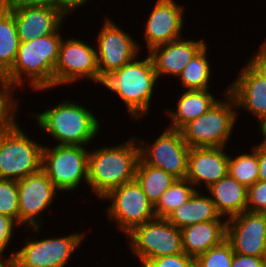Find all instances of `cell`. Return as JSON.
Wrapping results in <instances>:
<instances>
[{"label":"cell","mask_w":266,"mask_h":267,"mask_svg":"<svg viewBox=\"0 0 266 267\" xmlns=\"http://www.w3.org/2000/svg\"><path fill=\"white\" fill-rule=\"evenodd\" d=\"M60 30L62 33L63 28L50 35L20 42L14 64L1 79L15 90L17 88L21 90L24 85H28L35 93L52 90L53 71L58 61L61 41L64 38Z\"/></svg>","instance_id":"6da1fadb"},{"label":"cell","mask_w":266,"mask_h":267,"mask_svg":"<svg viewBox=\"0 0 266 267\" xmlns=\"http://www.w3.org/2000/svg\"><path fill=\"white\" fill-rule=\"evenodd\" d=\"M128 139L121 144L89 149L87 185L98 200L135 179L140 149L136 136Z\"/></svg>","instance_id":"7a4b0ae2"},{"label":"cell","mask_w":266,"mask_h":267,"mask_svg":"<svg viewBox=\"0 0 266 267\" xmlns=\"http://www.w3.org/2000/svg\"><path fill=\"white\" fill-rule=\"evenodd\" d=\"M64 98L41 113H29L40 128L57 145L87 146L101 130L100 121L91 110L81 103ZM34 116V117H33Z\"/></svg>","instance_id":"3957f363"},{"label":"cell","mask_w":266,"mask_h":267,"mask_svg":"<svg viewBox=\"0 0 266 267\" xmlns=\"http://www.w3.org/2000/svg\"><path fill=\"white\" fill-rule=\"evenodd\" d=\"M138 55L103 80V87L112 91L124 102L130 119L146 117L156 91L158 77L151 57ZM155 89V90H154Z\"/></svg>","instance_id":"277c9868"},{"label":"cell","mask_w":266,"mask_h":267,"mask_svg":"<svg viewBox=\"0 0 266 267\" xmlns=\"http://www.w3.org/2000/svg\"><path fill=\"white\" fill-rule=\"evenodd\" d=\"M223 97L208 111L185 124L180 132L190 148L227 147L239 114L234 97L226 88Z\"/></svg>","instance_id":"5b68a950"},{"label":"cell","mask_w":266,"mask_h":267,"mask_svg":"<svg viewBox=\"0 0 266 267\" xmlns=\"http://www.w3.org/2000/svg\"><path fill=\"white\" fill-rule=\"evenodd\" d=\"M28 135L17 121L0 132V179L20 180L42 169L44 144Z\"/></svg>","instance_id":"8992f818"},{"label":"cell","mask_w":266,"mask_h":267,"mask_svg":"<svg viewBox=\"0 0 266 267\" xmlns=\"http://www.w3.org/2000/svg\"><path fill=\"white\" fill-rule=\"evenodd\" d=\"M45 145L42 170L60 192L78 190L88 181L89 148L80 145ZM87 148V149H86Z\"/></svg>","instance_id":"52a82bcc"},{"label":"cell","mask_w":266,"mask_h":267,"mask_svg":"<svg viewBox=\"0 0 266 267\" xmlns=\"http://www.w3.org/2000/svg\"><path fill=\"white\" fill-rule=\"evenodd\" d=\"M126 236L131 254L139 259L141 266L157 257L184 253L180 229L166 218L155 217L135 227Z\"/></svg>","instance_id":"ba28073f"},{"label":"cell","mask_w":266,"mask_h":267,"mask_svg":"<svg viewBox=\"0 0 266 267\" xmlns=\"http://www.w3.org/2000/svg\"><path fill=\"white\" fill-rule=\"evenodd\" d=\"M86 236L84 232L43 239L28 235L15 252L14 267H64Z\"/></svg>","instance_id":"9c48e42d"},{"label":"cell","mask_w":266,"mask_h":267,"mask_svg":"<svg viewBox=\"0 0 266 267\" xmlns=\"http://www.w3.org/2000/svg\"><path fill=\"white\" fill-rule=\"evenodd\" d=\"M102 199L111 202L105 209L109 222L118 226V231L124 232L125 236L135 227L156 217L154 206L136 179L118 186Z\"/></svg>","instance_id":"30bf717a"},{"label":"cell","mask_w":266,"mask_h":267,"mask_svg":"<svg viewBox=\"0 0 266 267\" xmlns=\"http://www.w3.org/2000/svg\"><path fill=\"white\" fill-rule=\"evenodd\" d=\"M92 80L100 84L96 48L80 38L62 39L59 57L53 71V88L72 85L77 81Z\"/></svg>","instance_id":"8fae6325"},{"label":"cell","mask_w":266,"mask_h":267,"mask_svg":"<svg viewBox=\"0 0 266 267\" xmlns=\"http://www.w3.org/2000/svg\"><path fill=\"white\" fill-rule=\"evenodd\" d=\"M104 21L95 38L100 85L113 71L135 59L140 54L142 46L108 16Z\"/></svg>","instance_id":"7c38bea8"},{"label":"cell","mask_w":266,"mask_h":267,"mask_svg":"<svg viewBox=\"0 0 266 267\" xmlns=\"http://www.w3.org/2000/svg\"><path fill=\"white\" fill-rule=\"evenodd\" d=\"M19 224L25 230L33 231L37 236L44 223L41 213L48 210L58 193H61L40 169L38 172L17 180ZM23 225V226H22Z\"/></svg>","instance_id":"4fadbf2b"},{"label":"cell","mask_w":266,"mask_h":267,"mask_svg":"<svg viewBox=\"0 0 266 267\" xmlns=\"http://www.w3.org/2000/svg\"><path fill=\"white\" fill-rule=\"evenodd\" d=\"M165 129L151 144L147 139L136 137L140 159L145 164L168 172L176 179H186L190 147L184 141L180 130L168 127Z\"/></svg>","instance_id":"5bb4252c"},{"label":"cell","mask_w":266,"mask_h":267,"mask_svg":"<svg viewBox=\"0 0 266 267\" xmlns=\"http://www.w3.org/2000/svg\"><path fill=\"white\" fill-rule=\"evenodd\" d=\"M184 7L175 0H157L154 3L143 32L147 52L183 37Z\"/></svg>","instance_id":"9a60e30c"},{"label":"cell","mask_w":266,"mask_h":267,"mask_svg":"<svg viewBox=\"0 0 266 267\" xmlns=\"http://www.w3.org/2000/svg\"><path fill=\"white\" fill-rule=\"evenodd\" d=\"M235 253L265 257L266 213H243L226 220V238Z\"/></svg>","instance_id":"2e32d148"},{"label":"cell","mask_w":266,"mask_h":267,"mask_svg":"<svg viewBox=\"0 0 266 267\" xmlns=\"http://www.w3.org/2000/svg\"><path fill=\"white\" fill-rule=\"evenodd\" d=\"M14 15L20 42L56 33L61 29L66 15L50 7L7 5Z\"/></svg>","instance_id":"e0dca14e"},{"label":"cell","mask_w":266,"mask_h":267,"mask_svg":"<svg viewBox=\"0 0 266 267\" xmlns=\"http://www.w3.org/2000/svg\"><path fill=\"white\" fill-rule=\"evenodd\" d=\"M226 150V147L190 148L186 179L196 190L204 185L207 189L228 174L229 154Z\"/></svg>","instance_id":"ac0fdd59"},{"label":"cell","mask_w":266,"mask_h":267,"mask_svg":"<svg viewBox=\"0 0 266 267\" xmlns=\"http://www.w3.org/2000/svg\"><path fill=\"white\" fill-rule=\"evenodd\" d=\"M184 38L157 46L148 52L158 80L161 81L163 75L166 77L167 74L169 77L177 78L191 59L207 44L203 38L197 41Z\"/></svg>","instance_id":"d6986e66"},{"label":"cell","mask_w":266,"mask_h":267,"mask_svg":"<svg viewBox=\"0 0 266 267\" xmlns=\"http://www.w3.org/2000/svg\"><path fill=\"white\" fill-rule=\"evenodd\" d=\"M237 110L243 109L255 116L257 122L266 117V79L258 75L247 63L229 86Z\"/></svg>","instance_id":"ffe728a7"},{"label":"cell","mask_w":266,"mask_h":267,"mask_svg":"<svg viewBox=\"0 0 266 267\" xmlns=\"http://www.w3.org/2000/svg\"><path fill=\"white\" fill-rule=\"evenodd\" d=\"M219 214L226 220L247 211L248 188L229 174L206 189Z\"/></svg>","instance_id":"44dd1931"},{"label":"cell","mask_w":266,"mask_h":267,"mask_svg":"<svg viewBox=\"0 0 266 267\" xmlns=\"http://www.w3.org/2000/svg\"><path fill=\"white\" fill-rule=\"evenodd\" d=\"M184 253L198 257L226 238V221L199 222L180 229Z\"/></svg>","instance_id":"7402d4cb"},{"label":"cell","mask_w":266,"mask_h":267,"mask_svg":"<svg viewBox=\"0 0 266 267\" xmlns=\"http://www.w3.org/2000/svg\"><path fill=\"white\" fill-rule=\"evenodd\" d=\"M199 191L195 190L184 204L174 209L166 217L167 221L179 229L199 222L226 221L217 211L209 195Z\"/></svg>","instance_id":"603a6c76"},{"label":"cell","mask_w":266,"mask_h":267,"mask_svg":"<svg viewBox=\"0 0 266 267\" xmlns=\"http://www.w3.org/2000/svg\"><path fill=\"white\" fill-rule=\"evenodd\" d=\"M208 90H184L176 102V111L166 109L168 128L180 130L185 124L208 111L219 99Z\"/></svg>","instance_id":"cb8c5ba5"},{"label":"cell","mask_w":266,"mask_h":267,"mask_svg":"<svg viewBox=\"0 0 266 267\" xmlns=\"http://www.w3.org/2000/svg\"><path fill=\"white\" fill-rule=\"evenodd\" d=\"M19 45L13 11L0 0V78L14 64Z\"/></svg>","instance_id":"d4e9b609"},{"label":"cell","mask_w":266,"mask_h":267,"mask_svg":"<svg viewBox=\"0 0 266 267\" xmlns=\"http://www.w3.org/2000/svg\"><path fill=\"white\" fill-rule=\"evenodd\" d=\"M135 179L140 184L143 193L153 206L156 205L161 195L176 180V178L168 172L145 164L141 159H139L137 164Z\"/></svg>","instance_id":"484cf974"},{"label":"cell","mask_w":266,"mask_h":267,"mask_svg":"<svg viewBox=\"0 0 266 267\" xmlns=\"http://www.w3.org/2000/svg\"><path fill=\"white\" fill-rule=\"evenodd\" d=\"M206 44L185 66L178 75L184 90H208L211 83V66L208 60V47ZM208 48V49H207Z\"/></svg>","instance_id":"4316f807"},{"label":"cell","mask_w":266,"mask_h":267,"mask_svg":"<svg viewBox=\"0 0 266 267\" xmlns=\"http://www.w3.org/2000/svg\"><path fill=\"white\" fill-rule=\"evenodd\" d=\"M251 152L241 153L236 157L229 154L228 174L247 188L258 181V144Z\"/></svg>","instance_id":"83f0119b"},{"label":"cell","mask_w":266,"mask_h":267,"mask_svg":"<svg viewBox=\"0 0 266 267\" xmlns=\"http://www.w3.org/2000/svg\"><path fill=\"white\" fill-rule=\"evenodd\" d=\"M195 190L187 179H176L154 206L155 216L166 218L174 209L184 204Z\"/></svg>","instance_id":"f1b7e54d"},{"label":"cell","mask_w":266,"mask_h":267,"mask_svg":"<svg viewBox=\"0 0 266 267\" xmlns=\"http://www.w3.org/2000/svg\"><path fill=\"white\" fill-rule=\"evenodd\" d=\"M14 88L0 78V132L10 128L17 120L20 100L16 97Z\"/></svg>","instance_id":"f546056e"},{"label":"cell","mask_w":266,"mask_h":267,"mask_svg":"<svg viewBox=\"0 0 266 267\" xmlns=\"http://www.w3.org/2000/svg\"><path fill=\"white\" fill-rule=\"evenodd\" d=\"M234 250L225 239L195 258V267H231Z\"/></svg>","instance_id":"4dcf8cb0"},{"label":"cell","mask_w":266,"mask_h":267,"mask_svg":"<svg viewBox=\"0 0 266 267\" xmlns=\"http://www.w3.org/2000/svg\"><path fill=\"white\" fill-rule=\"evenodd\" d=\"M0 214L7 215L19 223L17 180L0 179Z\"/></svg>","instance_id":"1f68e13d"},{"label":"cell","mask_w":266,"mask_h":267,"mask_svg":"<svg viewBox=\"0 0 266 267\" xmlns=\"http://www.w3.org/2000/svg\"><path fill=\"white\" fill-rule=\"evenodd\" d=\"M247 211L266 213V182L258 180L248 187Z\"/></svg>","instance_id":"d6a6232c"},{"label":"cell","mask_w":266,"mask_h":267,"mask_svg":"<svg viewBox=\"0 0 266 267\" xmlns=\"http://www.w3.org/2000/svg\"><path fill=\"white\" fill-rule=\"evenodd\" d=\"M139 267H195V258L186 253L166 255L148 260Z\"/></svg>","instance_id":"836d02e7"},{"label":"cell","mask_w":266,"mask_h":267,"mask_svg":"<svg viewBox=\"0 0 266 267\" xmlns=\"http://www.w3.org/2000/svg\"><path fill=\"white\" fill-rule=\"evenodd\" d=\"M20 224L13 218L0 214V253H8L6 249L11 245L15 228Z\"/></svg>","instance_id":"e575fe53"},{"label":"cell","mask_w":266,"mask_h":267,"mask_svg":"<svg viewBox=\"0 0 266 267\" xmlns=\"http://www.w3.org/2000/svg\"><path fill=\"white\" fill-rule=\"evenodd\" d=\"M246 63L262 78L266 79V40L262 42L258 51L252 54Z\"/></svg>","instance_id":"d590c367"},{"label":"cell","mask_w":266,"mask_h":267,"mask_svg":"<svg viewBox=\"0 0 266 267\" xmlns=\"http://www.w3.org/2000/svg\"><path fill=\"white\" fill-rule=\"evenodd\" d=\"M231 267H266V259L252 255H241L234 252Z\"/></svg>","instance_id":"8d00e7d4"},{"label":"cell","mask_w":266,"mask_h":267,"mask_svg":"<svg viewBox=\"0 0 266 267\" xmlns=\"http://www.w3.org/2000/svg\"><path fill=\"white\" fill-rule=\"evenodd\" d=\"M6 5L50 7L61 10V0H2Z\"/></svg>","instance_id":"74e56055"},{"label":"cell","mask_w":266,"mask_h":267,"mask_svg":"<svg viewBox=\"0 0 266 267\" xmlns=\"http://www.w3.org/2000/svg\"><path fill=\"white\" fill-rule=\"evenodd\" d=\"M91 0H61V11L67 16L74 14L78 8H82Z\"/></svg>","instance_id":"f35d334b"},{"label":"cell","mask_w":266,"mask_h":267,"mask_svg":"<svg viewBox=\"0 0 266 267\" xmlns=\"http://www.w3.org/2000/svg\"><path fill=\"white\" fill-rule=\"evenodd\" d=\"M258 180L266 182V146L258 143Z\"/></svg>","instance_id":"ab89813d"},{"label":"cell","mask_w":266,"mask_h":267,"mask_svg":"<svg viewBox=\"0 0 266 267\" xmlns=\"http://www.w3.org/2000/svg\"><path fill=\"white\" fill-rule=\"evenodd\" d=\"M16 250L13 249V252L9 255H3L0 253V267H14V257ZM9 256V257H6ZM4 257V258H3Z\"/></svg>","instance_id":"60d3db41"},{"label":"cell","mask_w":266,"mask_h":267,"mask_svg":"<svg viewBox=\"0 0 266 267\" xmlns=\"http://www.w3.org/2000/svg\"><path fill=\"white\" fill-rule=\"evenodd\" d=\"M260 126V131H261V136L263 138V140H261V143L262 145H265L266 146V117H264L260 122H259Z\"/></svg>","instance_id":"b9f144b4"},{"label":"cell","mask_w":266,"mask_h":267,"mask_svg":"<svg viewBox=\"0 0 266 267\" xmlns=\"http://www.w3.org/2000/svg\"><path fill=\"white\" fill-rule=\"evenodd\" d=\"M264 258L266 259V240H265V257Z\"/></svg>","instance_id":"7bdbcfd3"}]
</instances>
